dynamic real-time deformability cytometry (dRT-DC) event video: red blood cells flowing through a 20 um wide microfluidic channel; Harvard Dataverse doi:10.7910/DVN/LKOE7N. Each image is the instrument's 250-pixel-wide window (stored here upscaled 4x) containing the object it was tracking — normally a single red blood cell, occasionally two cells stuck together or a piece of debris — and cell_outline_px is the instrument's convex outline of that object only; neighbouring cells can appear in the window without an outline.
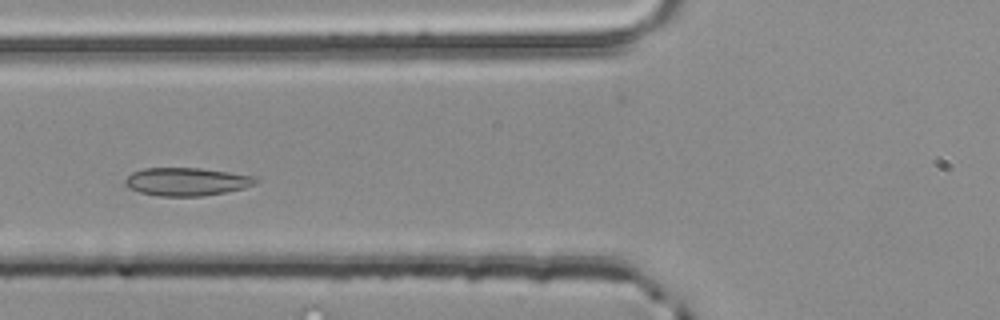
{"species": "common noctule bat (a hibernating species)", "species_latin": "Nyctalus noctula", "temperature_condition": "room temperature", "stored_images_in_passage": 4, "camera_frame_rate_fps": 3000, "um_per_image_px": 0.085, "animal": {"sex": "male", "body_mass_g": 20.4}, "frame": {"image": 1, "passage_image": 4, "time_ms": 1.0, "image_size_px": [1000, 320], "cell_outline_px": [[260, 180], [256, 184], [244, 188], [224, 192], [200, 196], [160, 196], [140, 192], [128, 188], [124, 184], [124, 180], [132, 172], [144, 168], [200, 168], [228, 172], [252, 176]], "centroid_in_image_um": [15.84, 15.44], "position_along_channel_um": 110.0, "area_um2": 21.27}}